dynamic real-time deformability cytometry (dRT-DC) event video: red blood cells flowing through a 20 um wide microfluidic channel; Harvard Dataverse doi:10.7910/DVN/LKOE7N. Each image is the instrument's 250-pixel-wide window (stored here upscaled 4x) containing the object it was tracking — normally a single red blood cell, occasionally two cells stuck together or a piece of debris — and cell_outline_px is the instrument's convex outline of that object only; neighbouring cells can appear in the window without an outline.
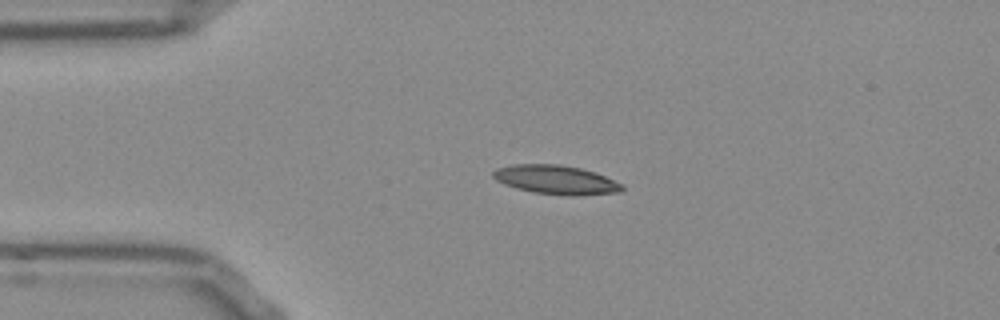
{"species": "Egyptian fruit bat (a non-hibernating species)", "species_latin": "Rousettus aegyptiacus", "temperature_condition": "room temperature", "stored_images_in_passage": 37, "camera_frame_rate_fps": 3000, "um_per_image_px": 0.085, "frame": {"image": 1, "passage_image": 1, "time_ms": 0.0, "image_size_px": [1000, 320], "cell_outline_px": [[624, 188], [620, 192], [532, 192], [516, 188], [504, 184], [496, 180], [492, 176], [492, 172], [496, 168], [512, 164], [560, 164], [580, 168], [596, 172], [624, 184]], "centroid_in_image_um": [47.16, 15.2], "position_along_channel_um": 37.8, "area_um2": 20.69}}
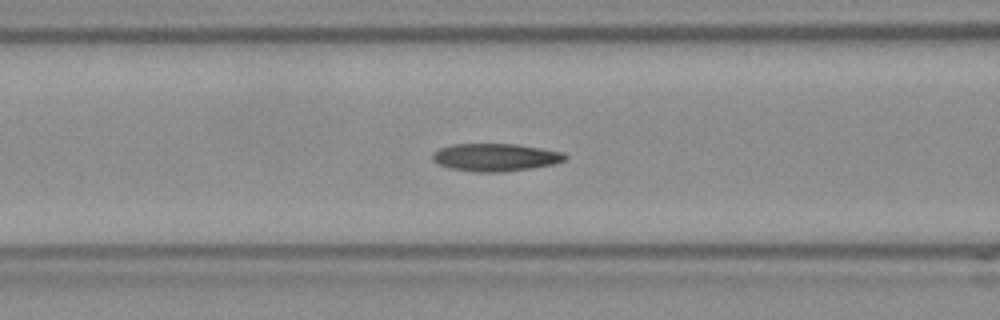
{"frame": {"image": 2, "passage_image": 10, "time_ms": 3.0, "image_size_px": [1000, 320], "cell_outline_px": [[568, 156], [564, 160], [552, 164], [532, 168], [500, 172], [476, 172], [452, 168], [436, 164], [432, 160], [432, 152], [440, 148], [452, 144], [516, 144], [564, 152]], "centroid_in_image_um": [42.08, 13.37], "position_along_channel_um": 124.5, "area_um2": 21.39}}
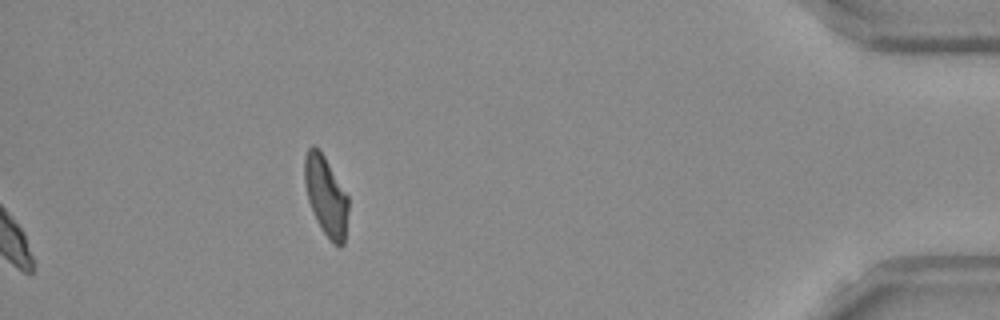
{"frame": {"image": 3, "passage_image": 37, "time_ms": 12.0, "image_size_px": [1000, 320], "cell_outline_px": [[348, 212], [344, 244], [340, 248], [332, 244], [316, 220], [308, 200], [304, 184], [304, 156], [308, 148], [312, 144], [324, 156], [348, 196]], "centroid_in_image_um": [27.7, 16.69], "position_along_channel_um": 407.5, "area_um2": 20.29}, "authors_computed_cell_mechanics": {"area_um2": 20.8658, "velocity_mm_per_s": 3.7924, "shape_relaxation_time_tau1_ms": 5.3184, "shape_relaxation_time_tau2_ms": 2.1083, "deformation_change_tau1": 0.1703, "deformation_change_tau2": 0.0901}}